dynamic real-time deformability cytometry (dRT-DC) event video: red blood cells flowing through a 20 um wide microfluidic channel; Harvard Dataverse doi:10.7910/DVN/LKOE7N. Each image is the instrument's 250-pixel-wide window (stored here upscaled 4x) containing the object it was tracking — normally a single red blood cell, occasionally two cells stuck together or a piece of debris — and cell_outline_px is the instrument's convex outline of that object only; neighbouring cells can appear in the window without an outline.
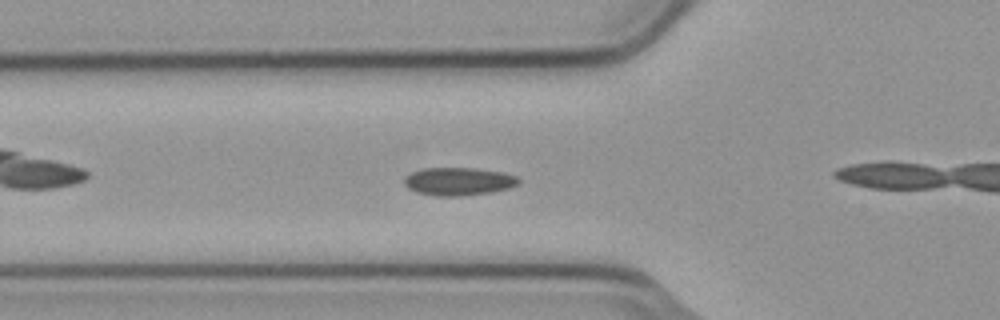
{"species": "common noctule bat (a hibernating species)", "species_latin": "Nyctalus noctula", "temperature_condition": "cold", "stored_images_in_passage": 46, "camera_frame_rate_fps": 3000, "um_per_image_px": 0.085, "animal": {"sex": "male", "body_mass_g": 23.1, "forearm_length_mm": 52.7}, "frame": {"image": 1, "passage_image": 10, "time_ms": 3.0, "image_size_px": [1000, 320], "cell_outline_px": [[520, 184], [508, 188], [492, 192], [460, 196], [436, 196], [416, 192], [408, 188], [404, 184], [404, 180], [412, 172], [424, 168], [476, 168], [500, 172], [516, 176], [520, 180]], "centroid_in_image_um": [38.99, 15.42], "position_along_channel_um": 86.8, "area_um2": 18.55}}
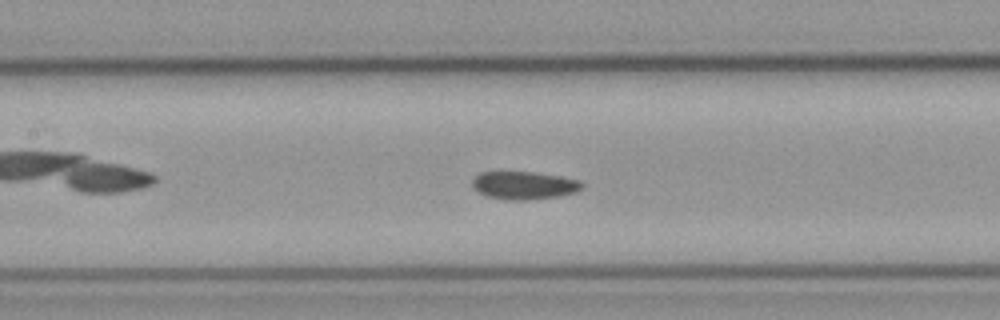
{"frame": {"image": 2, "passage_image": 16, "time_ms": 5.0, "image_size_px": [1000, 320], "cell_outline_px": [[584, 188], [576, 192], [560, 196], [528, 200], [508, 200], [488, 196], [480, 192], [472, 184], [472, 180], [480, 172], [532, 172], [560, 176], [580, 180], [584, 184]], "centroid_in_image_um": [44.61, 15.75], "position_along_channel_um": 162.8, "area_um2": 17.8}}
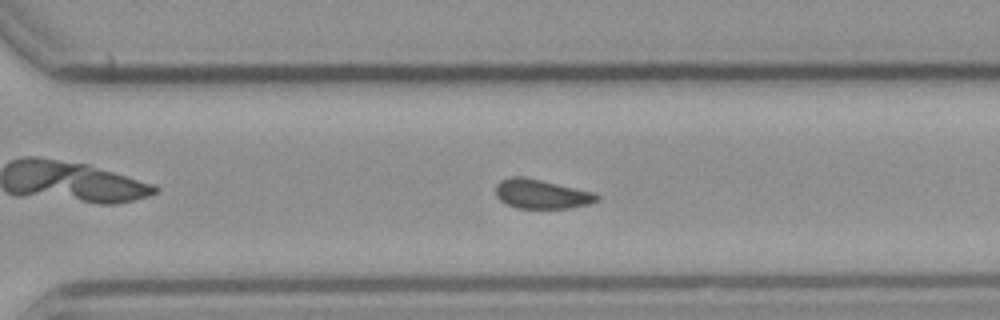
{"frame": {"image": 3, "passage_image": 29, "time_ms": 9.333, "image_size_px": [1000, 320], "cell_outline_px": [[600, 200], [588, 204], [568, 208], [516, 208], [500, 200], [496, 196], [496, 184], [500, 180], [512, 176], [520, 176], [540, 180], [596, 192], [600, 196]], "centroid_in_image_um": [46.05, 16.49], "position_along_channel_um": 324.6, "area_um2": 17.28}, "authors_computed_cell_mechanics": {"area_um2": 17.5712, "velocity_mm_per_s": 3.7498, "shape_relaxation_time_tau1_ms": null, "shape_relaxation_time_tau2_ms": 2.4371, "deformation_change_tau1": null, "deformation_change_tau2": 0.0712}}